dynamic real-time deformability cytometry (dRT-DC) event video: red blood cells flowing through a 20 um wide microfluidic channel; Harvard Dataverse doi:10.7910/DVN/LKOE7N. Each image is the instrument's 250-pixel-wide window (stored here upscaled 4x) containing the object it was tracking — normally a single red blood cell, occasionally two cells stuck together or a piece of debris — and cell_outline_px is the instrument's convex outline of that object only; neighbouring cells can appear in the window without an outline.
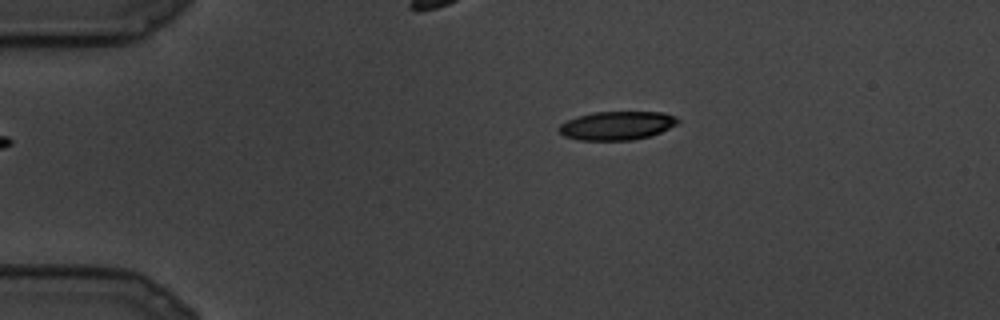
{"species": "common noctule bat (a hibernating species)", "species_latin": "Nyctalus noctula", "temperature_condition": "cold", "stored_images_in_passage": 5, "camera_frame_rate_fps": 3000, "um_per_image_px": 0.085, "animal": {"sex": "male", "body_mass_g": 19.5, "forearm_length_mm": 54.6}, "frame": {"image": 1, "passage_image": 5, "time_ms": 1.333, "image_size_px": [1000, 320], "cell_outline_px": [[680, 120], [676, 124], [660, 132], [648, 136], [632, 140], [580, 140], [564, 136], [556, 128], [560, 124], [576, 116], [592, 112], [664, 112], [676, 116]], "centroid_in_image_um": [52.41, 10.66], "position_along_channel_um": 32.6, "area_um2": 19.83}}